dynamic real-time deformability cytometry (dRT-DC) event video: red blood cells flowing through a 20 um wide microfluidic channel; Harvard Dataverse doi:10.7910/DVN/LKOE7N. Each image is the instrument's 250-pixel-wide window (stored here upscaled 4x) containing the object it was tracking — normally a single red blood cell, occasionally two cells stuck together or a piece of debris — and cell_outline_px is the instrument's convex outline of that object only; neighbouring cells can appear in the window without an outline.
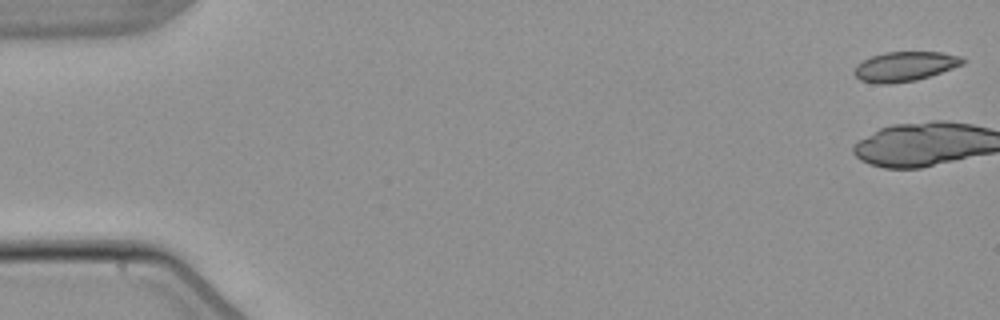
{"species": "common noctule bat (a hibernating species)", "species_latin": "Nyctalus noctula", "temperature_condition": "warm", "stored_images_in_passage": 5, "camera_frame_rate_fps": 3000, "um_per_image_px": 0.085, "animal": {"sex": "male", "body_mass_g": 21.5, "forearm_length_mm": 52.0}, "frame": {"image": 1, "passage_image": 1, "time_ms": 0.0, "image_size_px": [1000, 320], "cell_outline_px": [[968, 60], [964, 64], [916, 80], [892, 84], [876, 84], [860, 80], [852, 72], [856, 64], [872, 56], [884, 52], [940, 52], [960, 56]], "centroid_in_image_um": [76.89, 5.65], "position_along_channel_um": 8.1, "area_um2": 18.79}}